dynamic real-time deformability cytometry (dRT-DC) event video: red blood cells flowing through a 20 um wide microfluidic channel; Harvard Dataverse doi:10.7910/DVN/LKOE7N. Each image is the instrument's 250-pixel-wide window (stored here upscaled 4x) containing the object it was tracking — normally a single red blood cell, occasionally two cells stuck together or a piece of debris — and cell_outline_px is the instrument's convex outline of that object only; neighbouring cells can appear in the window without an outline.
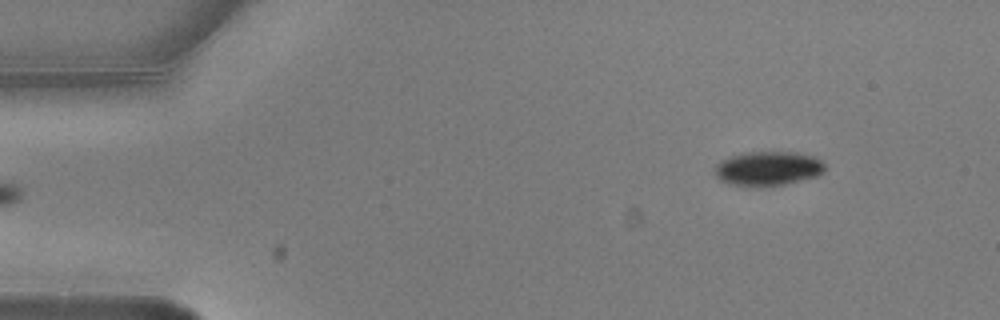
{"species": "common noctule bat (a hibernating species)", "species_latin": "Nyctalus noctula", "temperature_condition": "warm", "stored_images_in_passage": 5, "segment_of_instrument_passage": [2, 2], "camera_frame_rate_fps": 3000, "um_per_image_px": 0.085, "animal": {"sex": "male", "body_mass_g": 20.5, "forearm_length_mm": 52.5}, "frame": {"image": 1, "passage_image": 5, "time_ms": 1.333, "image_size_px": [1000, 320], "cell_outline_px": [[824, 172], [816, 176], [784, 184], [760, 188], [728, 184], [720, 180], [716, 176], [716, 164], [720, 160], [744, 152], [796, 152], [812, 156], [820, 160], [824, 164]], "centroid_in_image_um": [65.25, 14.34], "position_along_channel_um": 19.8, "area_um2": 22.14}}